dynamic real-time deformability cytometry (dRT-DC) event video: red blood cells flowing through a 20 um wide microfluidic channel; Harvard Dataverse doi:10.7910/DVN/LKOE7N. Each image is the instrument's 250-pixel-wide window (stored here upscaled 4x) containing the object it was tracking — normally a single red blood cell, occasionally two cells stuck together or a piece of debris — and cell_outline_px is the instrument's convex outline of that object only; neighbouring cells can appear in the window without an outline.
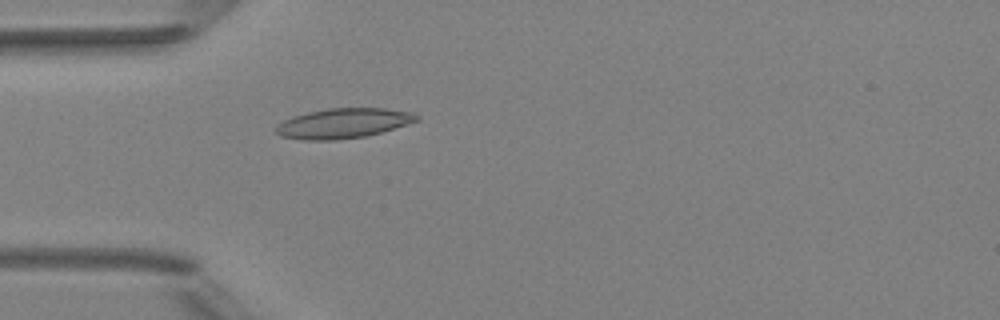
{"species": "Egyptian fruit bat (a non-hibernating species)", "species_latin": "Rousettus aegyptiacus", "temperature_condition": "room temperature", "stored_images_in_passage": 3, "camera_frame_rate_fps": 3000, "um_per_image_px": 0.085, "animal": {"sex": "female"}, "frame": {"image": 1, "passage_image": 3, "time_ms": 2.667, "image_size_px": [1000, 320], "cell_outline_px": [[420, 120], [408, 124], [380, 132], [364, 136], [336, 140], [304, 140], [280, 136], [276, 132], [276, 128], [284, 120], [292, 116], [308, 112], [328, 108], [384, 108], [416, 112], [420, 116]], "centroid_in_image_um": [29.22, 10.47], "position_along_channel_um": 55.8, "area_um2": 24.57}}